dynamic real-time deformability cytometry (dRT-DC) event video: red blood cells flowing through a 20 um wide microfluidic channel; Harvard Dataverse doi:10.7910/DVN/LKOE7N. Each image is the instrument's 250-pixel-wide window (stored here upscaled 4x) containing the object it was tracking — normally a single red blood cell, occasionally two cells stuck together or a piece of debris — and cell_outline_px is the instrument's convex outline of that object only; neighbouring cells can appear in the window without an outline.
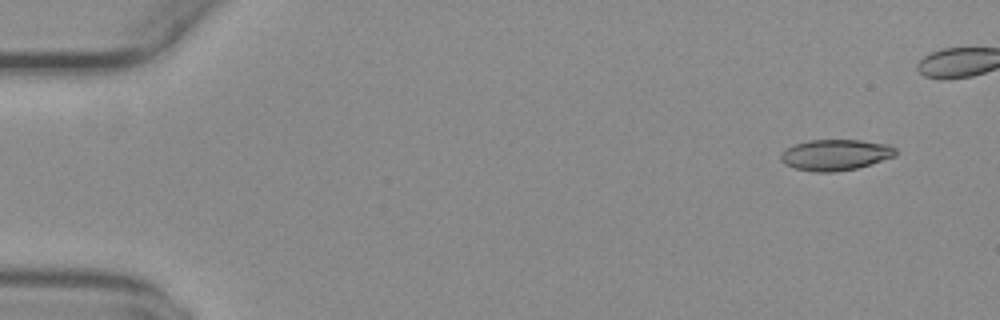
{"species": "common noctule bat (a hibernating species)", "species_latin": "Nyctalus noctula", "temperature_condition": "warm", "stored_images_in_passage": 22, "camera_frame_rate_fps": 3000, "um_per_image_px": 0.085, "animal": {"sex": "female", "body_mass_g": 29.2, "forearm_length_mm": 56.3}, "frame": {"image": 1, "passage_image": 4, "time_ms": 1.0, "image_size_px": [1000, 320], "cell_outline_px": [[896, 156], [856, 168], [832, 172], [812, 172], [796, 168], [784, 164], [780, 160], [780, 156], [784, 148], [792, 144], [808, 140], [860, 140], [888, 144], [896, 148]], "centroid_in_image_um": [70.97, 13.15], "position_along_channel_um": 14.0, "area_um2": 20.87}}
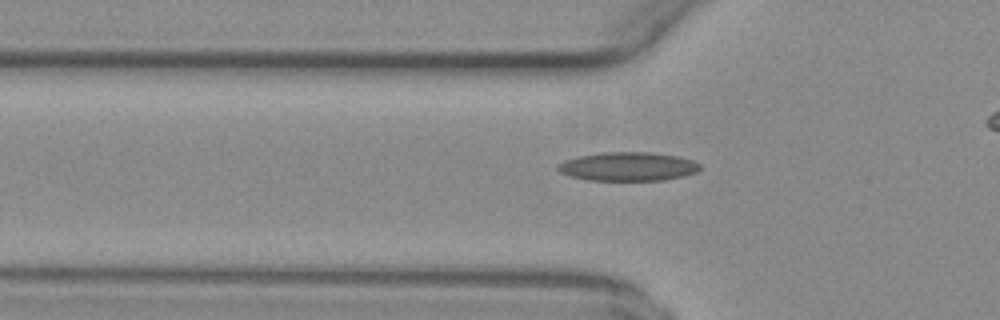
{"frame": {"image": 2, "passage_image": 18, "time_ms": 5.667, "image_size_px": [1000, 320], "cell_outline_px": [[700, 168], [696, 172], [684, 176], [664, 180], [588, 180], [572, 176], [560, 172], [556, 168], [556, 164], [564, 160], [580, 156], [604, 152], [648, 152], [676, 156], [692, 160], [700, 164]], "centroid_in_image_um": [53.36, 14.15], "position_along_channel_um": 72.4, "area_um2": 23.7}}